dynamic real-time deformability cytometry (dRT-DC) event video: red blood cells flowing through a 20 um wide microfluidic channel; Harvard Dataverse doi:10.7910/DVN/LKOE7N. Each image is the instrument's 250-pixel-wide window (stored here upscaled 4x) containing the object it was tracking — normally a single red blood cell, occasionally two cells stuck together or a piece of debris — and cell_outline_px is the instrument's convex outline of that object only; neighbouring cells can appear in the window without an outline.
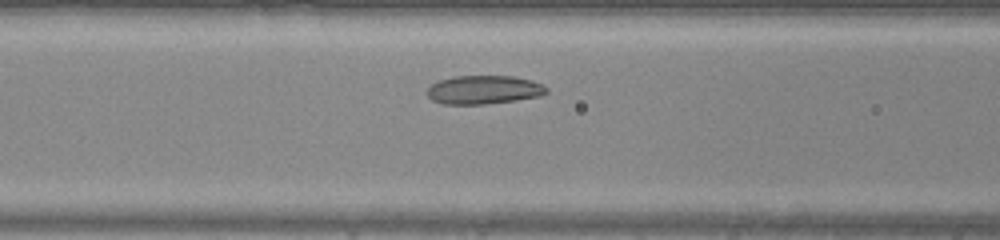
{"species": "common noctule bat (a hibernating species)", "species_latin": "Nyctalus noctula", "temperature_condition": "warm", "stored_images_in_passage": 29, "camera_frame_rate_fps": 3000, "um_per_image_px": 0.085, "animal": {"sex": "male", "body_mass_g": 20.0, "forearm_length_mm": 53.3}, "frame": {"image": 1, "passage_image": 9, "time_ms": 2.667, "image_size_px": [1000, 240], "cell_outline_px": [[548, 92], [540, 96], [516, 100], [484, 104], [444, 104], [432, 100], [428, 96], [428, 88], [432, 84], [440, 80], [452, 76], [512, 76], [532, 80], [548, 88]], "centroid_in_image_um": [41.13, 7.63], "position_along_channel_um": 125.5, "area_um2": 19.83}}
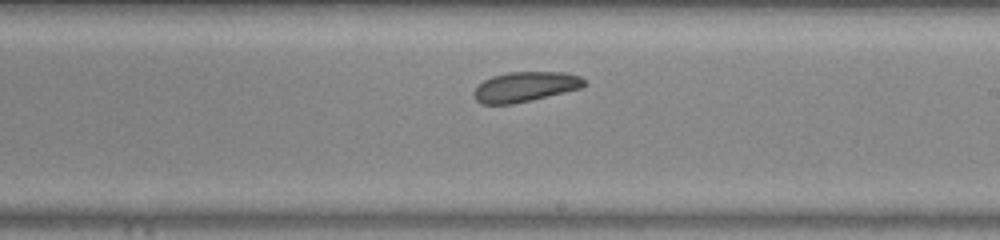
{"frame": {"image": 2, "passage_image": 17, "time_ms": 5.333, "image_size_px": [1000, 240], "cell_outline_px": [[588, 84], [580, 88], [532, 100], [512, 104], [480, 104], [472, 96], [472, 92], [484, 80], [492, 76], [508, 72], [564, 72], [580, 76]], "centroid_in_image_um": [44.62, 7.38], "position_along_channel_um": 244.4, "area_um2": 19.31}}
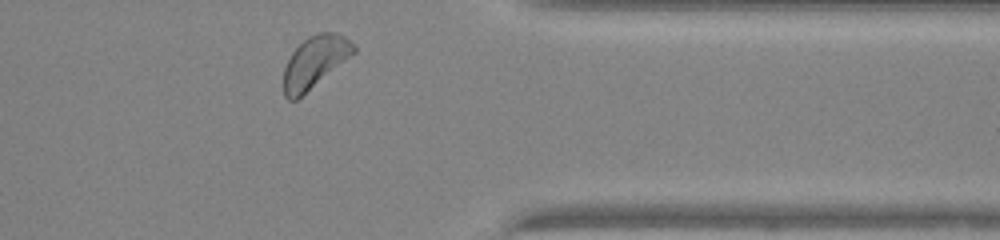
{"frame": {"image": 3, "passage_image": 27, "time_ms": 8.667, "image_size_px": [1000, 240], "cell_outline_px": [[356, 52], [296, 100], [288, 100], [284, 96], [284, 68], [292, 52], [308, 36], [320, 32], [336, 32], [344, 36], [356, 44]], "centroid_in_image_um": [26.78, 5.25], "position_along_channel_um": 384.6, "area_um2": 20.92}}